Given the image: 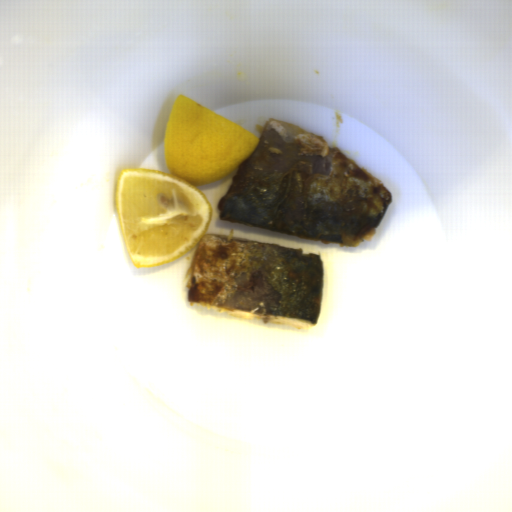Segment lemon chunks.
I'll return each mask as SVG.
<instances>
[{
    "mask_svg": "<svg viewBox=\"0 0 512 512\" xmlns=\"http://www.w3.org/2000/svg\"><path fill=\"white\" fill-rule=\"evenodd\" d=\"M260 139L245 128L178 95L163 151L170 173L120 170L115 206L135 269L182 258L206 235L213 208L197 187L224 179L249 159Z\"/></svg>",
    "mask_w": 512,
    "mask_h": 512,
    "instance_id": "lemon-chunks-1",
    "label": "lemon chunks"
}]
</instances>
